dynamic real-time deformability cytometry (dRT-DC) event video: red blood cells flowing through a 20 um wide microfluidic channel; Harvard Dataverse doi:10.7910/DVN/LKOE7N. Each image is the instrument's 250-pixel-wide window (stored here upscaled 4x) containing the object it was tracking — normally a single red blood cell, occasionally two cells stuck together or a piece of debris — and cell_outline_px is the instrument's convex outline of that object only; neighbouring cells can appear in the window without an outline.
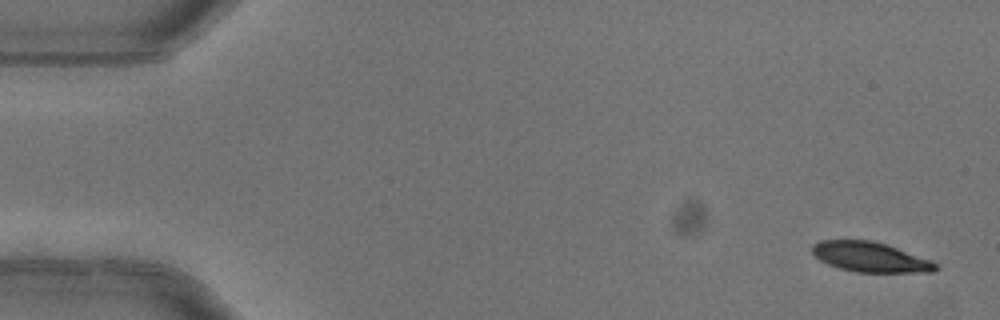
{"species": "common noctule bat (a hibernating species)", "species_latin": "Nyctalus noctula", "temperature_condition": "warm", "stored_images_in_passage": 7, "camera_frame_rate_fps": 3000, "um_per_image_px": 0.085, "animal": {"sex": "female"}, "frame": {"image": 1, "passage_image": 1, "time_ms": 0.0, "image_size_px": [1000, 320], "cell_outline_px": [[940, 268], [936, 272], [856, 272], [840, 268], [828, 264], [820, 260], [812, 252], [812, 244], [820, 240], [872, 240], [888, 244], [932, 260]], "centroid_in_image_um": [74.01, 21.84], "position_along_channel_um": 11.0, "area_um2": 21.73}}
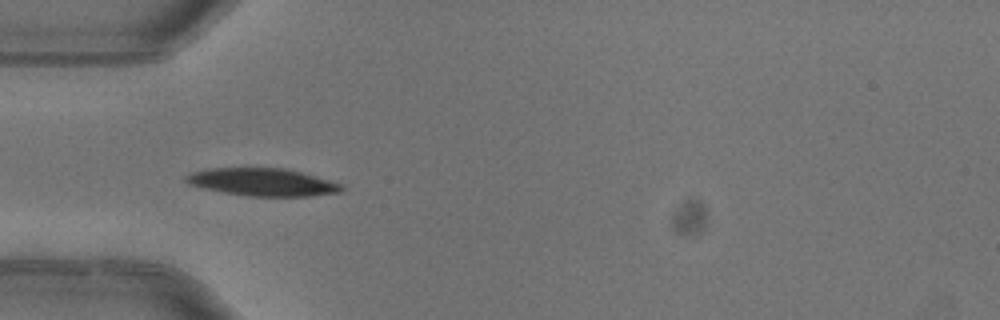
{"frame": {"image": 2, "passage_image": 4, "time_ms": 1.0, "image_size_px": [1000, 320], "cell_outline_px": [[344, 188], [340, 192], [312, 196], [248, 196], [224, 192], [204, 188], [188, 184], [184, 180], [184, 176], [192, 172], [212, 168], [284, 168], [300, 172], [340, 184]], "centroid_in_image_um": [22.27, 15.48], "position_along_channel_um": 62.7, "area_um2": 24.74}}